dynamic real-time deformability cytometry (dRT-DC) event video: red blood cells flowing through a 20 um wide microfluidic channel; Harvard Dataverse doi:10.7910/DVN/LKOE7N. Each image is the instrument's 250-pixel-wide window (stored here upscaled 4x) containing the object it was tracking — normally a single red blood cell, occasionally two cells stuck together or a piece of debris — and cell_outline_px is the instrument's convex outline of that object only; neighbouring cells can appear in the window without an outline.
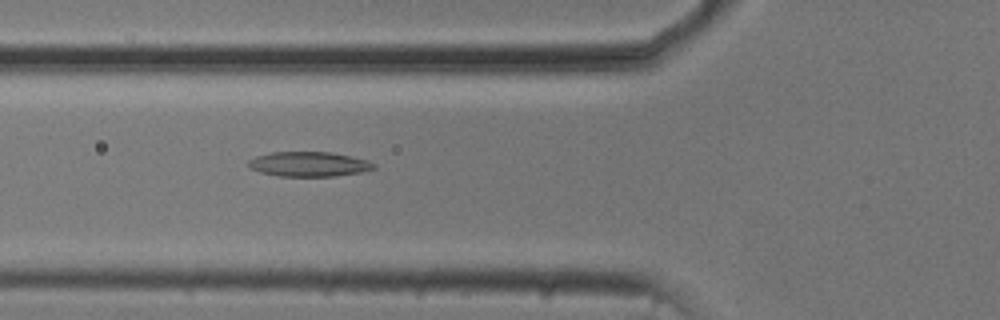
{"species": "common noctule bat (a hibernating species)", "species_latin": "Nyctalus noctula", "temperature_condition": "cold", "stored_images_in_passage": 10, "camera_frame_rate_fps": 3000, "um_per_image_px": 0.085, "animal": {"sex": "male", "body_mass_g": 20.5, "forearm_length_mm": 52.5}, "frame": {"image": 1, "passage_image": 4, "time_ms": 1.0, "image_size_px": [1000, 320], "cell_outline_px": [[376, 168], [360, 172], [336, 176], [276, 176], [260, 172], [252, 168], [248, 164], [248, 160], [256, 156], [272, 152], [332, 152], [352, 156], [368, 160], [376, 164]], "centroid_in_image_um": [26.28, 13.95], "position_along_channel_um": 99.5, "area_um2": 18.15}}
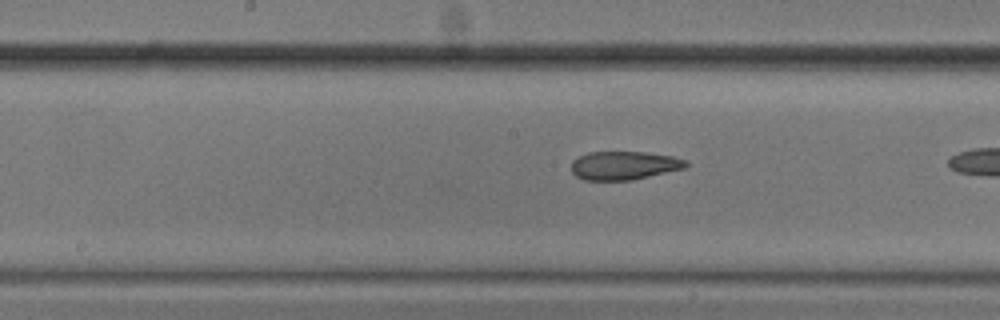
{"frame": {"image": 2, "passage_image": 9, "time_ms": 2.667, "image_size_px": [1000, 320], "cell_outline_px": [[688, 164], [684, 168], [632, 180], [584, 180], [576, 176], [572, 172], [572, 160], [588, 152], [644, 152], [672, 156], [684, 160]], "centroid_in_image_um": [53.01, 14.06], "position_along_channel_um": 195.2, "area_um2": 18.84}}